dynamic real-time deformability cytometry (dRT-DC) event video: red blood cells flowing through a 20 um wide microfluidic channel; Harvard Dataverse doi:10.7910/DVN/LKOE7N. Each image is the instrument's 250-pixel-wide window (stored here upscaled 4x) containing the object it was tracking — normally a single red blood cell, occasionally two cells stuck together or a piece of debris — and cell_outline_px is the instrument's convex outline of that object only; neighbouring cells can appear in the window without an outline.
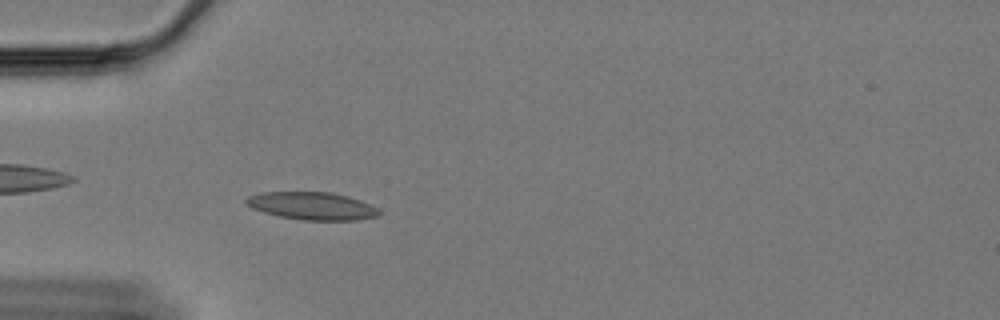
{"species": "Egyptian fruit bat (a non-hibernating species)", "species_latin": "Rousettus aegyptiacus", "temperature_condition": "cold", "stored_images_in_passage": 50, "camera_frame_rate_fps": 3000, "um_per_image_px": 0.085, "animal": {"sex": "female"}, "frame": {"image": 1, "passage_image": 8, "time_ms": 2.333, "image_size_px": [1000, 320], "cell_outline_px": [[380, 212], [376, 216], [356, 220], [300, 220], [276, 216], [252, 208], [244, 204], [244, 200], [248, 196], [260, 192], [332, 192], [348, 196], [360, 200], [376, 208]], "centroid_in_image_um": [26.45, 17.5], "position_along_channel_um": 58.6, "area_um2": 21.5}}
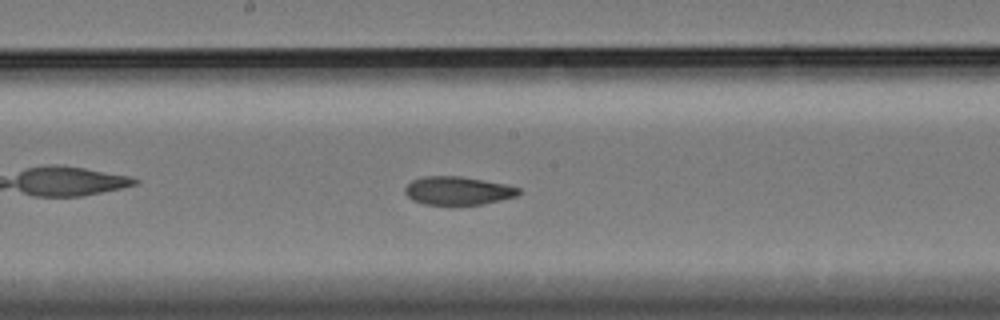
{"frame": {"image": 2, "passage_image": 22, "time_ms": 7.0, "image_size_px": [1000, 320], "cell_outline_px": [[520, 192], [516, 196], [484, 204], [452, 208], [424, 204], [412, 200], [404, 192], [404, 188], [412, 180], [424, 176], [460, 176], [484, 180], [504, 184], [520, 188]], "centroid_in_image_um": [38.88, 16.26], "position_along_channel_um": 209.3, "area_um2": 19.48}}
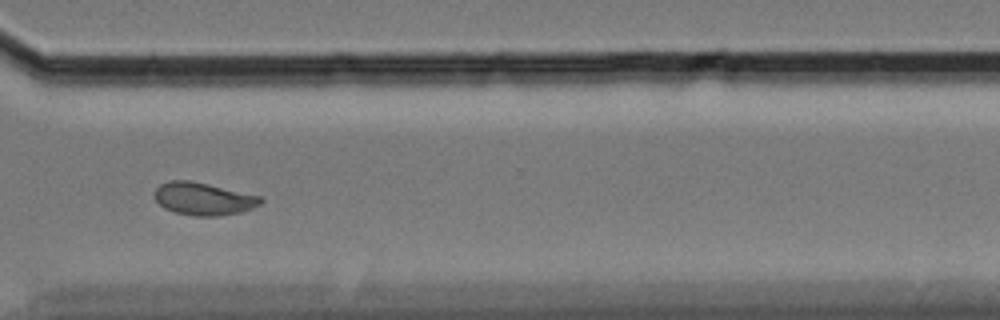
{"frame": {"image": 3, "passage_image": 35, "time_ms": 11.333, "image_size_px": [1000, 320], "cell_outline_px": [[264, 200], [260, 204], [252, 208], [240, 212], [216, 216], [196, 216], [176, 212], [164, 208], [156, 200], [156, 188], [160, 184], [172, 180], [188, 180], [208, 184], [260, 196]], "centroid_in_image_um": [17.3, 16.9], "position_along_channel_um": 353.3, "area_um2": 19.83}, "authors_computed_cell_mechanics": {"area_um2": 19.8832, "velocity_mm_per_s": 3.3259, "shape_relaxation_time_tau1_ms": null, "shape_relaxation_time_tau2_ms": 3.5997, "deformation_change_tau1": null, "deformation_change_tau2": 0.0429}}